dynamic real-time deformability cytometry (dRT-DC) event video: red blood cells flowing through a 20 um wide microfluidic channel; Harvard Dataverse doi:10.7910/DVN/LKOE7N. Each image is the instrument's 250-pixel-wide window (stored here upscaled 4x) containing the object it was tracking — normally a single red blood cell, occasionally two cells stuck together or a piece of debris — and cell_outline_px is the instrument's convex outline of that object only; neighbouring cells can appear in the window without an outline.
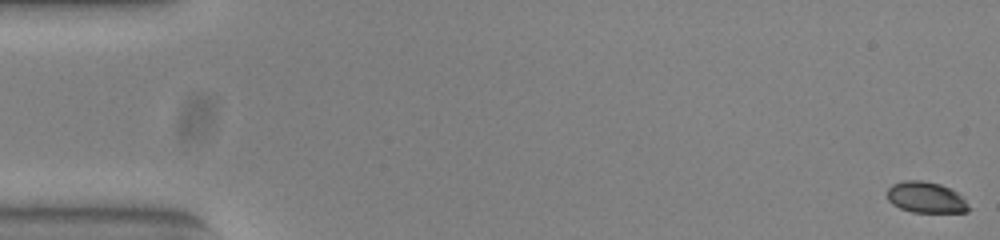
{"species": "common noctule bat (a hibernating species)", "species_latin": "Nyctalus noctula", "temperature_condition": "warm", "stored_images_in_passage": 14, "camera_frame_rate_fps": 3000, "um_per_image_px": 0.085, "animal": {"sex": "female", "body_mass_g": 23.0, "forearm_length_mm": 53.4}, "frame": {"image": 1, "passage_image": 1, "time_ms": 0.0, "image_size_px": [1000, 240], "cell_outline_px": [[972, 208], [968, 212], [912, 212], [900, 208], [892, 204], [888, 200], [888, 188], [892, 184], [904, 180], [924, 180], [940, 184], [956, 192]], "centroid_in_image_um": [78.7, 16.78], "position_along_channel_um": 6.3, "area_um2": 14.74}}